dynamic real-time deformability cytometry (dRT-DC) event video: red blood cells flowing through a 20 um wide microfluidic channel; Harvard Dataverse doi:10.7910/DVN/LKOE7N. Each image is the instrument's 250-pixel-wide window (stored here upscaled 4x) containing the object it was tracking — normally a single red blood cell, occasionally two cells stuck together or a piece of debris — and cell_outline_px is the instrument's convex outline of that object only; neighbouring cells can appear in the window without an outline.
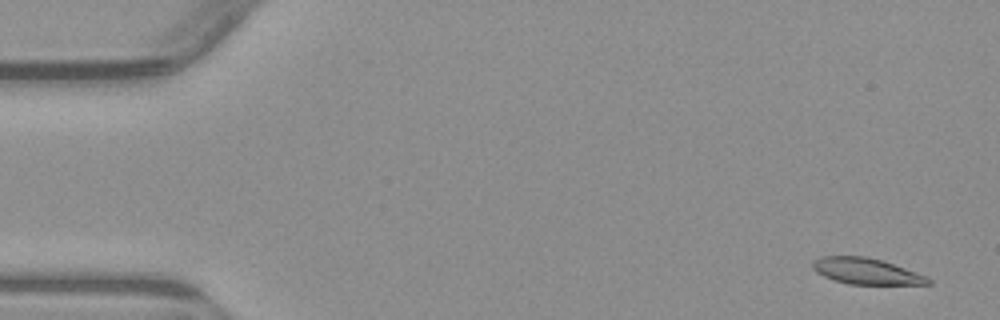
{"species": "common noctule bat (a hibernating species)", "species_latin": "Nyctalus noctula", "temperature_condition": "warm", "stored_images_in_passage": 6, "camera_frame_rate_fps": 3000, "um_per_image_px": 0.085, "animal": {"sex": "male", "body_mass_g": 23.1, "forearm_length_mm": 52.7}, "frame": {"image": 1, "passage_image": 1, "time_ms": 0.0, "image_size_px": [1000, 320], "cell_outline_px": [[932, 284], [848, 284], [832, 280], [816, 272], [812, 268], [812, 260], [820, 256], [864, 256], [884, 260], [928, 276], [932, 280]], "centroid_in_image_um": [73.63, 23.04], "position_along_channel_um": 11.4, "area_um2": 17.86}}
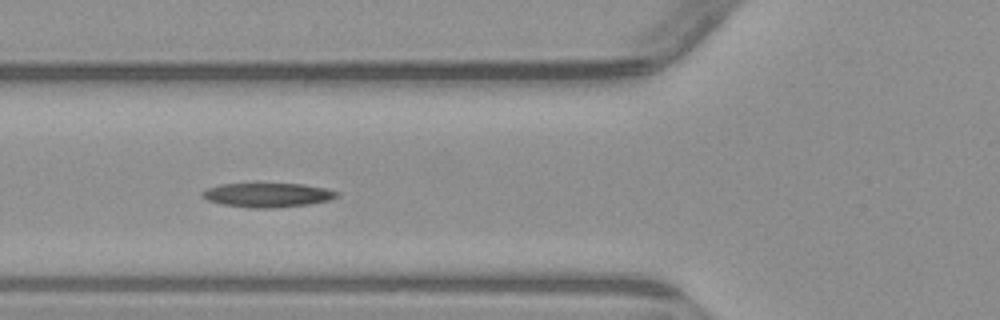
{"frame": {"image": 2, "passage_image": 5, "time_ms": 5.667, "image_size_px": [1000, 320], "cell_outline_px": [[340, 196], [328, 200], [308, 204], [268, 208], [252, 208], [224, 204], [208, 200], [200, 196], [200, 192], [208, 188], [220, 184], [304, 184], [324, 188], [340, 192]], "centroid_in_image_um": [22.74, 16.57], "position_along_channel_um": 103.1, "area_um2": 18.79}}
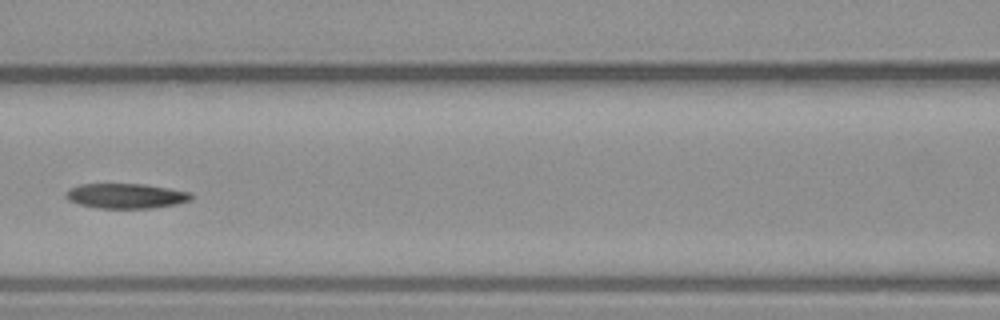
{"frame": {"image": 3, "passage_image": 6, "time_ms": 7.0, "image_size_px": [1000, 320], "cell_outline_px": [[192, 200], [176, 204], [152, 208], [100, 208], [80, 204], [68, 200], [64, 196], [64, 192], [68, 188], [80, 184], [144, 184], [192, 192]], "centroid_in_image_um": [10.69, 16.64], "position_along_channel_um": 155.9, "area_um2": 18.32}}